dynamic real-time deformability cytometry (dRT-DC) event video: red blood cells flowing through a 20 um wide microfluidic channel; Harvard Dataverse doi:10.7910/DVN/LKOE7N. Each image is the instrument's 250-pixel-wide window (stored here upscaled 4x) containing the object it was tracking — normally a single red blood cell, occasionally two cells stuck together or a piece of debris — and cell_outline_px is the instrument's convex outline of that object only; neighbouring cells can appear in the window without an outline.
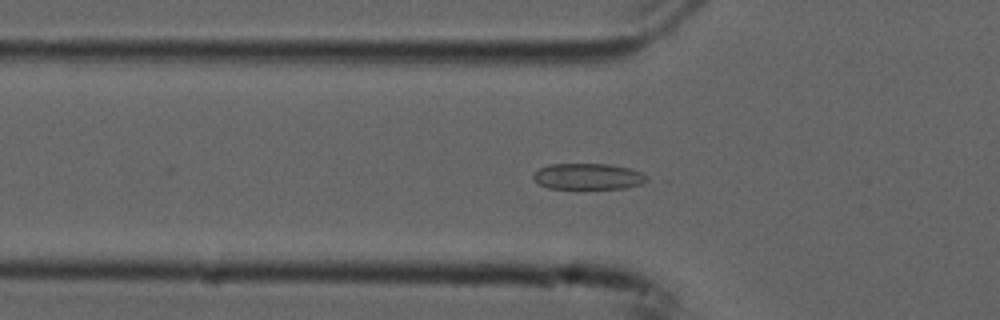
{"species": "common noctule bat (a hibernating species)", "species_latin": "Nyctalus noctula", "temperature_condition": "cold", "stored_images_in_passage": 55, "camera_frame_rate_fps": 3000, "um_per_image_px": 0.085, "animal": {"sex": "male", "forearm_length_mm": 52.5}, "frame": {"image": 1, "passage_image": 18, "time_ms": 5.667, "image_size_px": [1000, 320], "cell_outline_px": [[648, 180], [640, 184], [624, 188], [548, 188], [540, 184], [532, 176], [540, 168], [548, 164], [608, 164], [632, 168], [648, 176]], "centroid_in_image_um": [50.02, 14.99], "position_along_channel_um": 75.8, "area_um2": 17.11}}
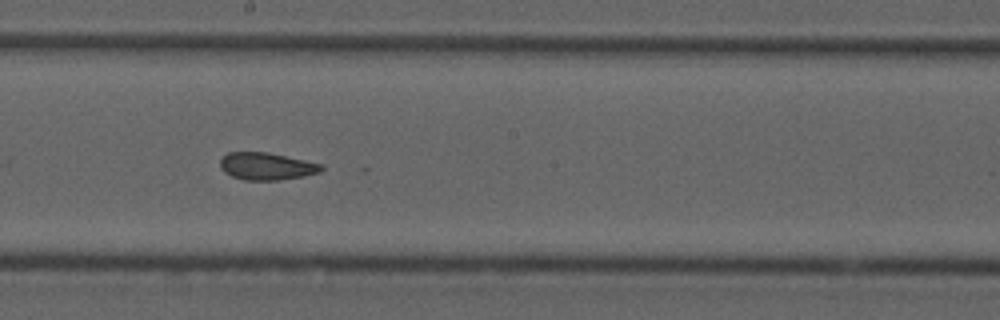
{"frame": {"image": 2, "passage_image": 30, "time_ms": 9.667, "image_size_px": [1000, 320], "cell_outline_px": [[324, 168], [320, 172], [304, 176], [280, 180], [244, 180], [232, 176], [224, 172], [220, 168], [220, 160], [228, 152], [268, 152], [324, 164]], "centroid_in_image_um": [22.68, 14.13], "position_along_channel_um": 225.5, "area_um2": 16.24}}
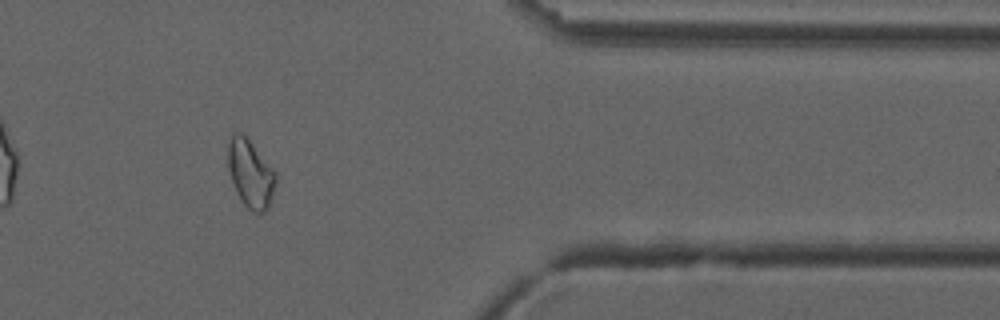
{"frame": {"image": 3, "passage_image": 45, "time_ms": 14.667, "image_size_px": [1000, 320], "cell_outline_px": [[276, 184], [268, 208], [264, 212], [252, 212], [244, 204], [236, 192], [228, 168], [228, 144], [232, 132], [240, 132], [248, 140], [276, 172]], "centroid_in_image_um": [21.29, 14.77], "position_along_channel_um": 390.1, "area_um2": 18.61}, "authors_computed_cell_mechanics": {"area_um2": 18.2648, "velocity_mm_per_s": 3.7332, "shape_relaxation_time_tau1_ms": null, "shape_relaxation_time_tau2_ms": 1.7222, "deformation_change_tau1": null, "deformation_change_tau2": 0.0647}}